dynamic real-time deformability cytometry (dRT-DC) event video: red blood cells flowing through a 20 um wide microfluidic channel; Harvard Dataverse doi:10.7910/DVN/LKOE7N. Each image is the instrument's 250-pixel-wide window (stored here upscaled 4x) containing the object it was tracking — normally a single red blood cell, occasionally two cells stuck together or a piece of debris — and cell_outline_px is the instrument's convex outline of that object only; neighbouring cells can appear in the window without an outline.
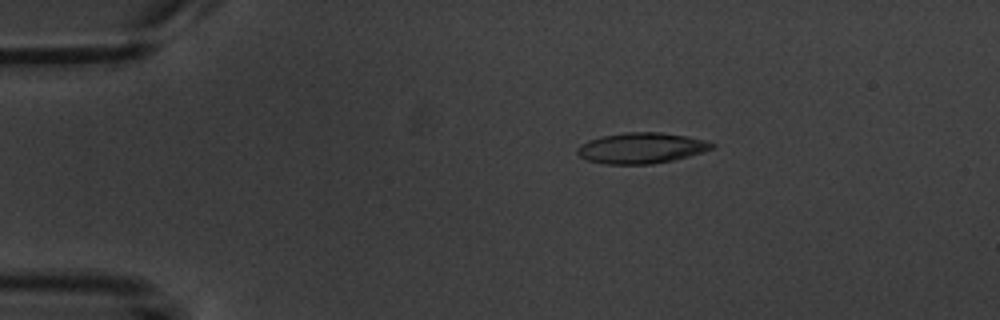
{"species": "common noctule bat (a hibernating species)", "species_latin": "Nyctalus noctula", "temperature_condition": "warm", "stored_images_in_passage": 5, "camera_frame_rate_fps": 3000, "um_per_image_px": 0.085, "animal": {"sex": "male", "body_mass_g": 20.1, "forearm_length_mm": 53.5}, "frame": {"image": 1, "passage_image": 3, "time_ms": 2.333, "image_size_px": [1000, 320], "cell_outline_px": [[716, 144], [712, 148], [704, 152], [672, 160], [652, 164], [604, 164], [588, 160], [580, 156], [576, 152], [576, 148], [580, 144], [588, 140], [600, 136], [628, 132], [660, 132], [688, 136], [704, 140]], "centroid_in_image_um": [54.49, 12.58], "position_along_channel_um": 30.5, "area_um2": 24.16}}